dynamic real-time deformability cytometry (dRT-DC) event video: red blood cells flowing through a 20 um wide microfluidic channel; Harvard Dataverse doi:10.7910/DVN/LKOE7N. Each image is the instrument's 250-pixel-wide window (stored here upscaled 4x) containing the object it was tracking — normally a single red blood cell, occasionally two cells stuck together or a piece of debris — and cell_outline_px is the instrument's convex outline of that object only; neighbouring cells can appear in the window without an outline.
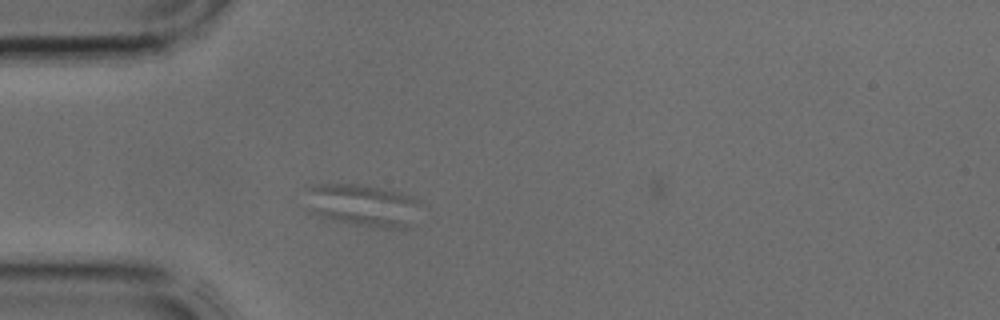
{"species": "common noctule bat (a hibernating species)", "species_latin": "Nyctalus noctula", "temperature_condition": "cold", "stored_images_in_passage": 3, "camera_frame_rate_fps": 3000, "um_per_image_px": 0.085, "animal": {"sex": "male", "body_mass_g": 17.9, "forearm_length_mm": 54.2}, "frame": {"image": 1, "passage_image": 3, "time_ms": 0.667, "image_size_px": [1000, 320], "cell_outline_px": [[416, 224], [412, 228], [372, 228], [324, 220], [308, 212], [308, 188], [312, 184], [360, 184], [400, 192], [416, 196]], "centroid_in_image_um": [30.81, 17.49], "position_along_channel_um": 54.2, "area_um2": 29.13}}